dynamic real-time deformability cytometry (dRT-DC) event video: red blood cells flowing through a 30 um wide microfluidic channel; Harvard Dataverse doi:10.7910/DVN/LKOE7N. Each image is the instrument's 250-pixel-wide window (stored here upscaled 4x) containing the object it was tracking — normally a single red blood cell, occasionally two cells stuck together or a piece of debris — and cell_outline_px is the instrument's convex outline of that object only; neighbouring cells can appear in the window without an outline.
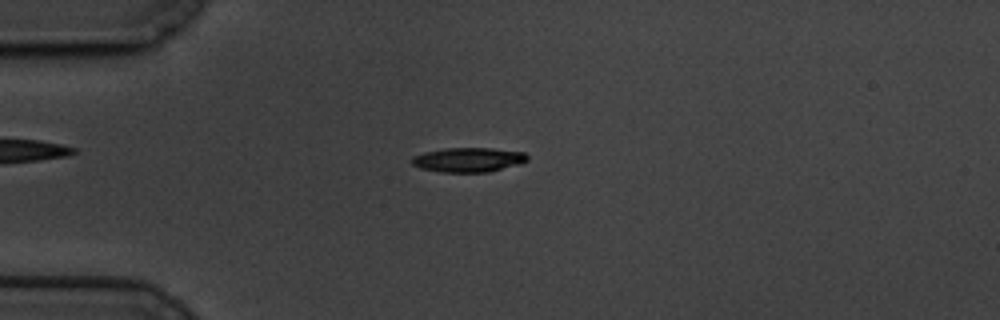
{"species": "common noctule bat (a hibernating species)", "species_latin": "Nyctalus noctula", "temperature_condition": "cold", "stored_images_in_passage": 52, "camera_frame_rate_fps": 3000, "um_per_image_px": 0.085, "animal": {"sex": "male", "body_mass_g": 19.5, "forearm_length_mm": 54.6}, "frame": {"image": 1, "passage_image": 8, "time_ms": 2.333, "image_size_px": [1000, 320], "cell_outline_px": [[528, 160], [520, 164], [488, 172], [440, 172], [420, 168], [412, 164], [412, 156], [424, 152], [444, 148], [492, 148], [524, 152], [528, 156]], "centroid_in_image_um": [39.81, 13.58], "position_along_channel_um": 45.2, "area_um2": 16.53}}
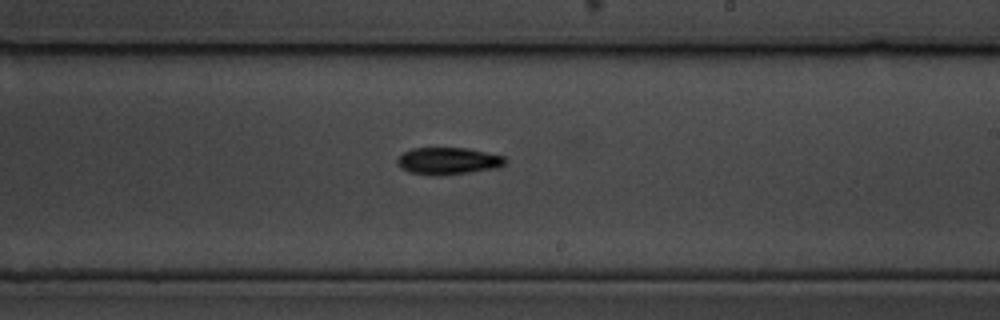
{"frame": {"image": 2, "passage_image": 28, "time_ms": 9.0, "image_size_px": [1000, 320], "cell_outline_px": [[504, 164], [496, 168], [440, 176], [432, 176], [408, 172], [400, 168], [396, 160], [404, 152], [412, 148], [468, 148], [504, 156]], "centroid_in_image_um": [38.04, 13.69], "position_along_channel_um": 251.0, "area_um2": 16.99}}
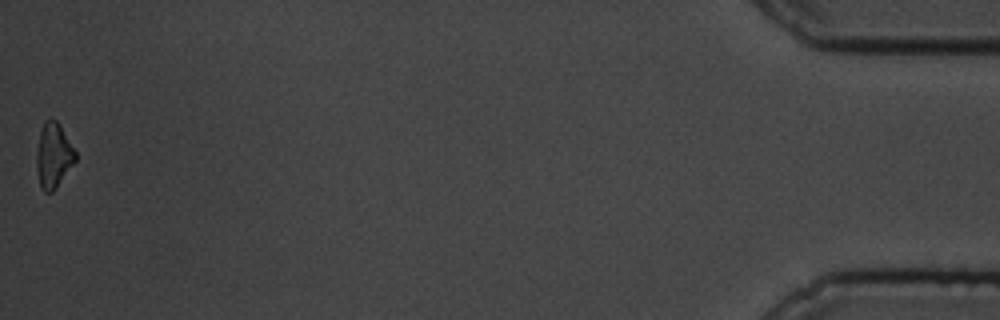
{"frame": {"image": 3, "passage_image": 52, "time_ms": 17.0, "image_size_px": [1000, 320], "cell_outline_px": [[76, 160], [56, 188], [52, 192], [44, 192], [40, 184], [36, 168], [36, 152], [40, 132], [44, 120], [56, 120], [60, 124], [76, 152]], "centroid_in_image_um": [4.54, 13.21], "position_along_channel_um": 430.7, "area_um2": 14.62}, "authors_computed_cell_mechanics": {"area_um2": 15.9817, "velocity_mm_per_s": 3.3966, "shape_relaxation_time_tau1_ms": 2.6635, "shape_relaxation_time_tau2_ms": null, "deformation_change_tau1": 0.0907, "deformation_change_tau2": null}}